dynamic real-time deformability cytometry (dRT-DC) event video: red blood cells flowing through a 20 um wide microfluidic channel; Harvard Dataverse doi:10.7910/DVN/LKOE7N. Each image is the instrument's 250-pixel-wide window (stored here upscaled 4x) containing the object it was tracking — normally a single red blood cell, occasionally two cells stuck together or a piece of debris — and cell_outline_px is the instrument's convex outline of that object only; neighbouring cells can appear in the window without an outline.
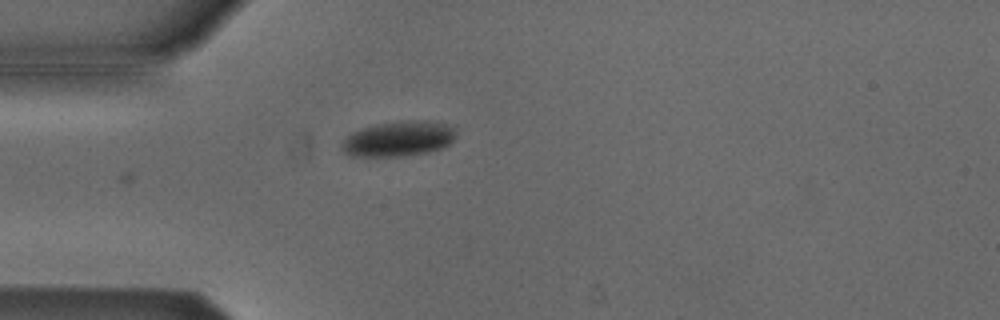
{"species": "Egyptian fruit bat (a non-hibernating species)", "species_latin": "Rousettus aegyptiacus", "temperature_condition": "cold", "stored_images_in_passage": 5, "camera_frame_rate_fps": 3000, "um_per_image_px": 0.085, "animal": {"sex": "male"}, "frame": {"image": 1, "passage_image": 1, "time_ms": 0.0, "image_size_px": [1000, 320], "cell_outline_px": [[456, 132], [452, 140], [448, 144], [440, 148], [428, 152], [404, 156], [348, 156], [340, 148], [340, 144], [352, 132], [376, 124], [400, 120], [432, 120], [448, 124]], "centroid_in_image_um": [33.86, 11.78], "position_along_channel_um": 51.1, "area_um2": 23.52}}
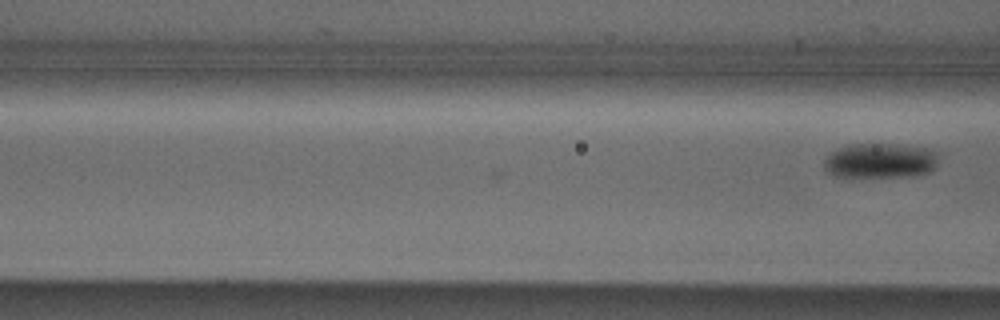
{"frame": {"image": 2, "passage_image": 5, "time_ms": 1.333, "image_size_px": [1000, 320], "cell_outline_px": [[940, 152], [936, 168], [928, 172], [912, 176], [848, 180], [836, 176], [828, 172], [824, 168], [824, 160], [836, 148], [852, 144], [888, 144], [924, 148]], "centroid_in_image_um": [74.79, 13.71], "position_along_channel_um": 91.8, "area_um2": 24.28}}